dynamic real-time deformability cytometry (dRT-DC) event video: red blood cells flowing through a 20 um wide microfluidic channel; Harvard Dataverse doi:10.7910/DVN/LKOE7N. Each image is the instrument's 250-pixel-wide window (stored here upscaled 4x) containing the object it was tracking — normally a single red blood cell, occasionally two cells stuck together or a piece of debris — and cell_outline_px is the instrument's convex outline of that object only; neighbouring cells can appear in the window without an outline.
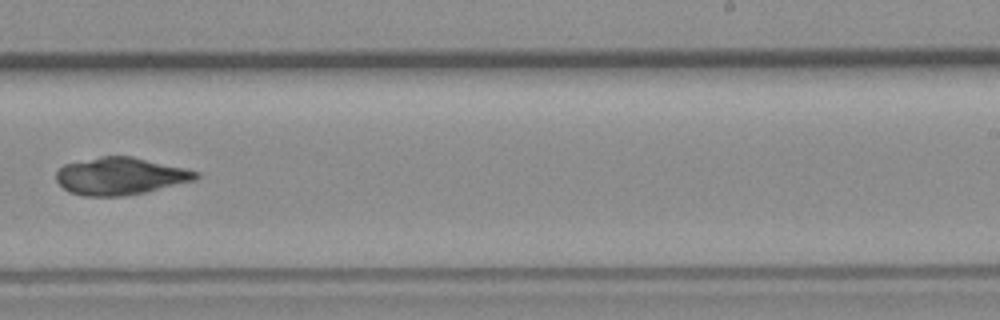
{"species": "common noctule bat (a hibernating species)", "species_latin": "Nyctalus noctula", "temperature_condition": "room temperature", "stored_images_in_passage": 10, "camera_frame_rate_fps": 3000, "um_per_image_px": 0.085, "animal": {"sex": "female", "body_mass_g": 19.3, "forearm_length_mm": 54.1}, "frame": {"image": 1, "passage_image": 9, "time_ms": 10.333, "image_size_px": [1000, 320], "cell_outline_px": [[200, 176], [196, 180], [144, 192], [124, 196], [84, 196], [68, 192], [56, 180], [56, 172], [64, 164], [100, 156], [132, 156], [184, 168], [200, 172]], "centroid_in_image_um": [10.22, 14.97], "position_along_channel_um": 278.8, "area_um2": 30.35}}
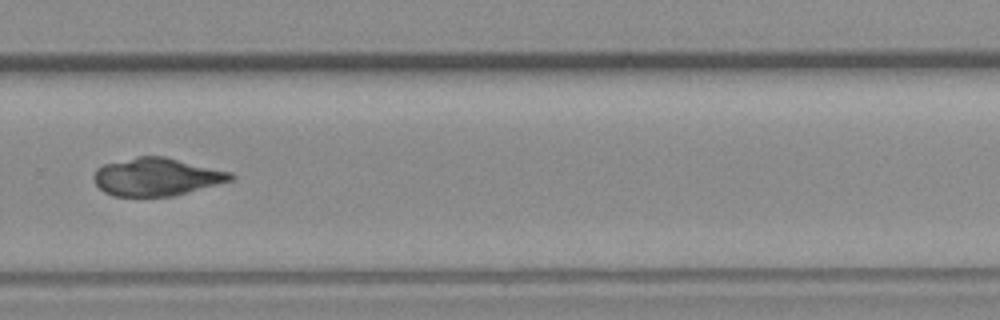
{"frame": {"image": 2, "passage_image": 10, "time_ms": 11.333, "image_size_px": [1000, 320], "cell_outline_px": [[236, 176], [232, 180], [172, 196], [112, 196], [104, 192], [92, 180], [92, 176], [96, 168], [104, 164], [136, 156], [164, 156], [232, 172]], "centroid_in_image_um": [13.27, 15.02], "position_along_channel_um": 316.5, "area_um2": 30.23}}